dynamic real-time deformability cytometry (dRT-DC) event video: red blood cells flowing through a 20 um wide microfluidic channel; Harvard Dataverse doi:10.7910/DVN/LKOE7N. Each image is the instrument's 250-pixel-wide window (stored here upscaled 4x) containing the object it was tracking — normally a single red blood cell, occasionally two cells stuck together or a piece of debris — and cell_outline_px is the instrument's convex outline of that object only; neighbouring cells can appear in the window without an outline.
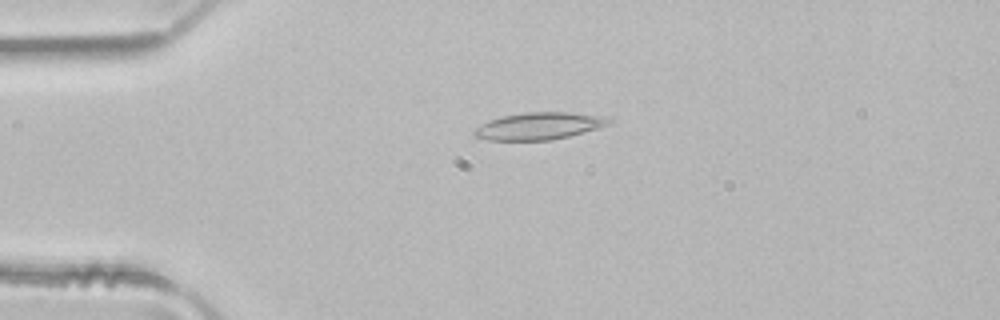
{"species": "common noctule bat (a hibernating species)", "species_latin": "Nyctalus noctula", "temperature_condition": "room temperature", "stored_images_in_passage": 7, "camera_frame_rate_fps": 3000, "um_per_image_px": 0.085, "animal": {"sex": "male", "body_mass_g": 21.5, "forearm_length_mm": 52.0}, "frame": {"image": 1, "passage_image": 3, "time_ms": 0.667, "image_size_px": [1000, 320], "cell_outline_px": [[612, 120], [608, 124], [596, 128], [568, 136], [552, 140], [488, 140], [476, 136], [472, 132], [480, 124], [488, 120], [504, 116], [524, 112], [568, 112], [604, 116]], "centroid_in_image_um": [45.78, 10.7], "position_along_channel_um": 39.2, "area_um2": 21.04}}
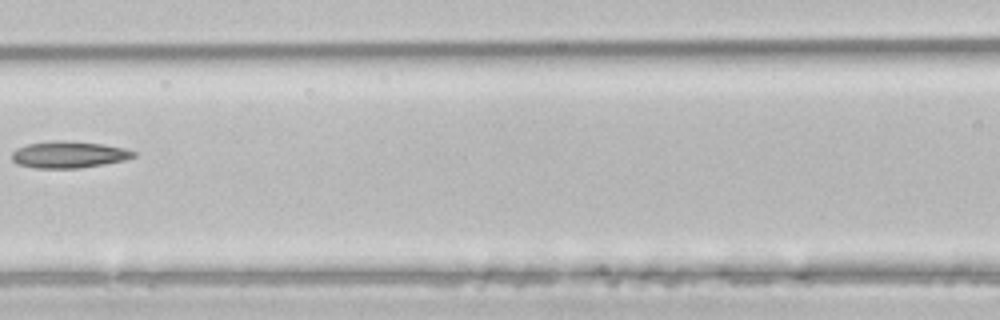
{"frame": {"image": 2, "passage_image": 6, "time_ms": 1.667, "image_size_px": [1000, 320], "cell_outline_px": [[136, 156], [124, 160], [104, 164], [80, 168], [36, 168], [16, 164], [12, 160], [12, 152], [16, 148], [28, 144], [52, 140], [68, 140], [104, 144], [124, 148], [136, 152]], "centroid_in_image_um": [5.83, 13.13], "position_along_channel_um": 160.8, "area_um2": 19.13}}
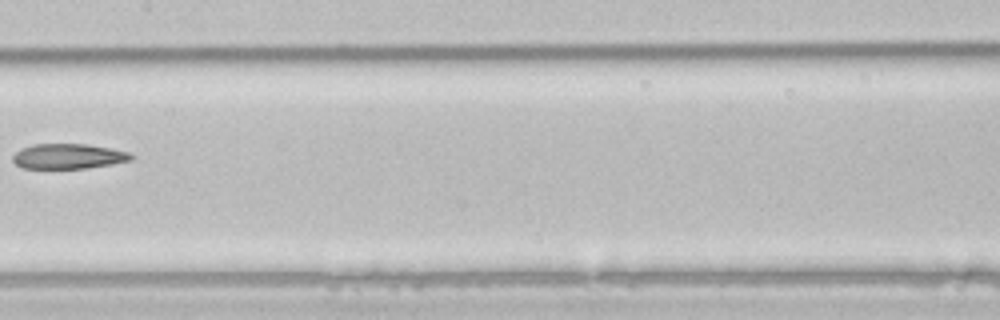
{"frame": {"image": 3, "passage_image": 7, "time_ms": 2.0, "image_size_px": [1000, 320], "cell_outline_px": [[132, 160], [112, 164], [84, 168], [20, 168], [12, 160], [12, 156], [20, 148], [32, 144], [88, 144], [128, 152], [132, 156]], "centroid_in_image_um": [5.75, 13.28], "position_along_channel_um": 201.7, "area_um2": 17.22}}